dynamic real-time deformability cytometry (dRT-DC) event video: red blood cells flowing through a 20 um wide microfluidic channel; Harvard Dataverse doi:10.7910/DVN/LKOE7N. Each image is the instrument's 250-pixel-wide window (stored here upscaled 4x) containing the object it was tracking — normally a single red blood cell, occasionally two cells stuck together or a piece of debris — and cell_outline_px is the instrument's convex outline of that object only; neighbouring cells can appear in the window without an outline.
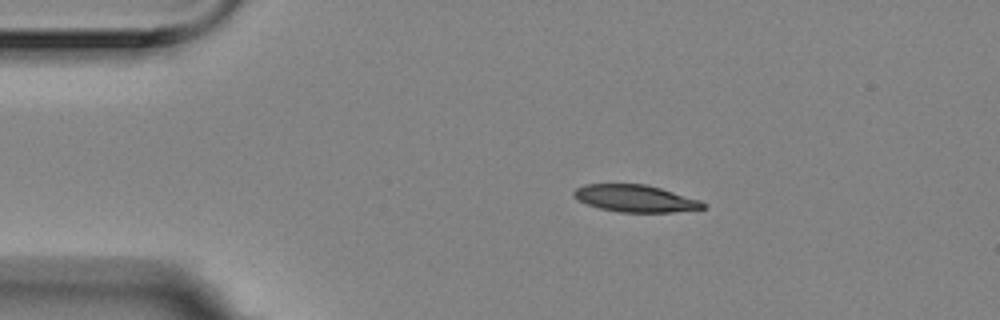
{"species": "Egyptian fruit bat (a non-hibernating species)", "species_latin": "Rousettus aegyptiacus", "temperature_condition": "room temperature", "stored_images_in_passage": 3, "camera_frame_rate_fps": 3000, "um_per_image_px": 0.085, "animal": {"sex": "female"}, "frame": {"image": 1, "passage_image": 2, "time_ms": 0.333, "image_size_px": [1000, 320], "cell_outline_px": [[708, 204], [704, 208], [672, 212], [620, 212], [600, 208], [576, 200], [572, 196], [572, 192], [576, 188], [584, 184], [648, 184], [700, 200]], "centroid_in_image_um": [53.98, 16.86], "position_along_channel_um": 31.0, "area_um2": 20.46}}